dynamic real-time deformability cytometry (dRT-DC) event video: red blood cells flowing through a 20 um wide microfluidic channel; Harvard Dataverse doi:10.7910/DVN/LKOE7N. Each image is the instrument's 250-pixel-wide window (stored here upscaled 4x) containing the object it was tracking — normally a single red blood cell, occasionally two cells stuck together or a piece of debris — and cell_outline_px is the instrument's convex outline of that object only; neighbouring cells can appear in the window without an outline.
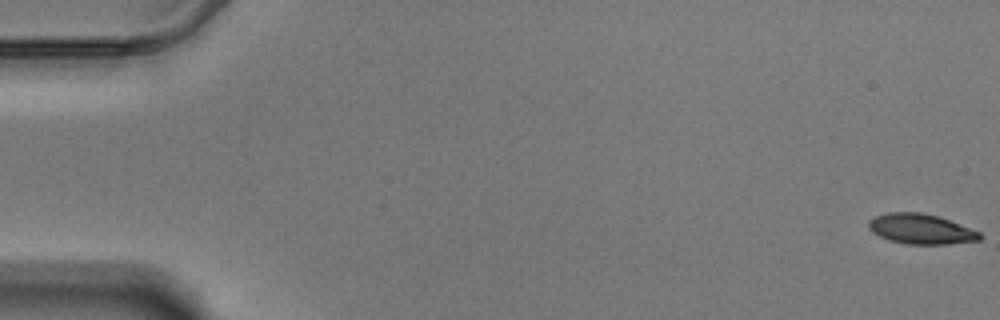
{"species": "Egyptian fruit bat (a non-hibernating species)", "species_latin": "Rousettus aegyptiacus", "temperature_condition": "warm", "stored_images_in_passage": 59, "camera_frame_rate_fps": 3000, "um_per_image_px": 0.085, "animal": {"sex": "male"}, "frame": {"image": 1, "passage_image": 1, "time_ms": 0.0, "image_size_px": [1000, 320], "cell_outline_px": [[984, 236], [980, 240], [948, 244], [904, 244], [888, 240], [872, 232], [868, 228], [868, 220], [876, 216], [888, 212], [920, 212], [940, 216], [980, 232]], "centroid_in_image_um": [78.28, 19.46], "position_along_channel_um": 6.7, "area_um2": 19.71}}
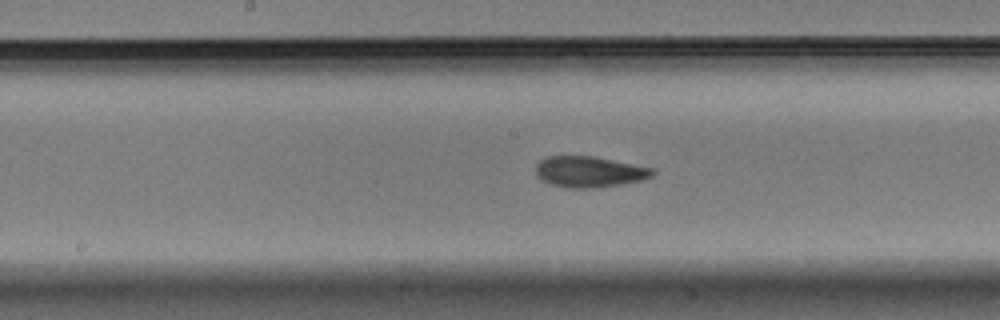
{"frame": {"image": 2, "passage_image": 31, "time_ms": 10.0, "image_size_px": [1000, 320], "cell_outline_px": [[656, 172], [652, 176], [640, 180], [600, 188], [568, 188], [552, 184], [540, 180], [536, 176], [536, 164], [540, 160], [548, 156], [592, 156], [652, 168]], "centroid_in_image_um": [50.05, 14.61], "position_along_channel_um": 198.2, "area_um2": 20.98}}
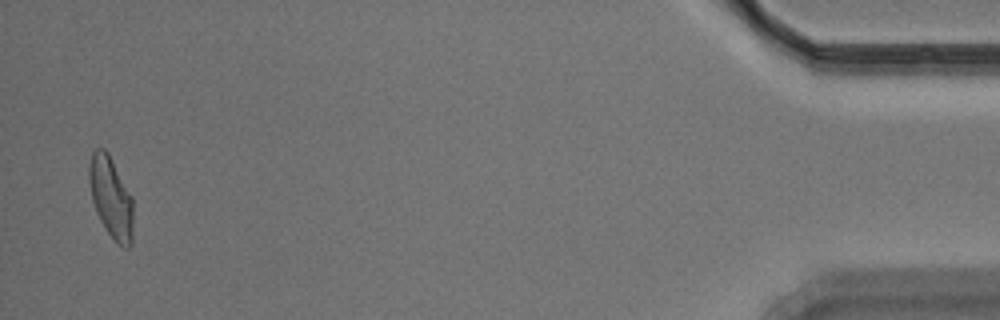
{"frame": {"image": 3, "passage_image": 58, "time_ms": 19.0, "image_size_px": [1000, 320], "cell_outline_px": [[132, 244], [128, 248], [124, 248], [116, 244], [100, 220], [96, 212], [92, 200], [88, 180], [88, 164], [92, 152], [96, 148], [104, 148], [108, 152], [132, 196]], "centroid_in_image_um": [9.42, 16.78], "position_along_channel_um": 425.8, "area_um2": 21.04}, "authors_computed_cell_mechanics": {"area_um2": 20.5768, "velocity_mm_per_s": 3.4624, "shape_relaxation_time_tau1_ms": 6.1744, "shape_relaxation_time_tau2_ms": 3.0983, "deformation_change_tau1": 0.1814, "deformation_change_tau2": 0.0912}}